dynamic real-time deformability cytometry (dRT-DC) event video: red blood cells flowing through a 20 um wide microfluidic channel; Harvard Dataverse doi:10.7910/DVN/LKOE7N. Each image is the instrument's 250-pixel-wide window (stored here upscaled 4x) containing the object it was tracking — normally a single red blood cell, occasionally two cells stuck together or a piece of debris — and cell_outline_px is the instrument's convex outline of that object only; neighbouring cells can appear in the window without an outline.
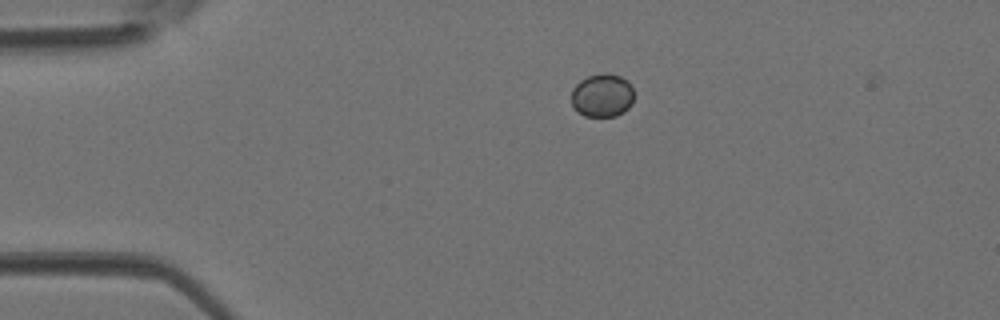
{"species": "Egyptian fruit bat (a non-hibernating species)", "species_latin": "Rousettus aegyptiacus", "temperature_condition": "room temperature", "stored_images_in_passage": 35, "camera_frame_rate_fps": 3000, "um_per_image_px": 0.085, "animal": {"sex": "female"}, "frame": {"image": 1, "passage_image": 1, "time_ms": 0.0, "image_size_px": [1000, 320], "cell_outline_px": [[632, 104], [624, 112], [616, 116], [584, 116], [576, 112], [572, 104], [572, 88], [580, 80], [588, 76], [604, 72], [608, 72], [620, 76], [628, 80], [632, 88]], "centroid_in_image_um": [51.18, 8.1], "position_along_channel_um": 33.8, "area_um2": 16.01}}
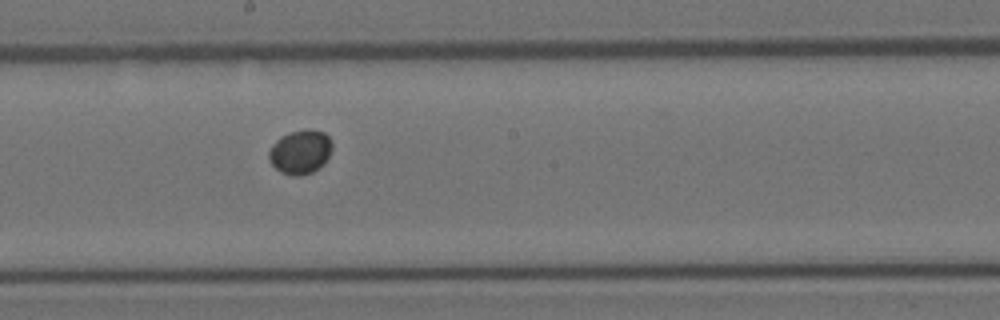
{"frame": {"image": 2, "passage_image": 16, "time_ms": 5.0, "image_size_px": [1000, 320], "cell_outline_px": [[332, 148], [328, 156], [312, 172], [300, 176], [292, 176], [280, 172], [268, 160], [268, 152], [272, 144], [280, 136], [292, 132], [308, 128], [324, 132], [332, 140]], "centroid_in_image_um": [25.49, 12.89], "position_along_channel_um": 222.7, "area_um2": 16.18}}
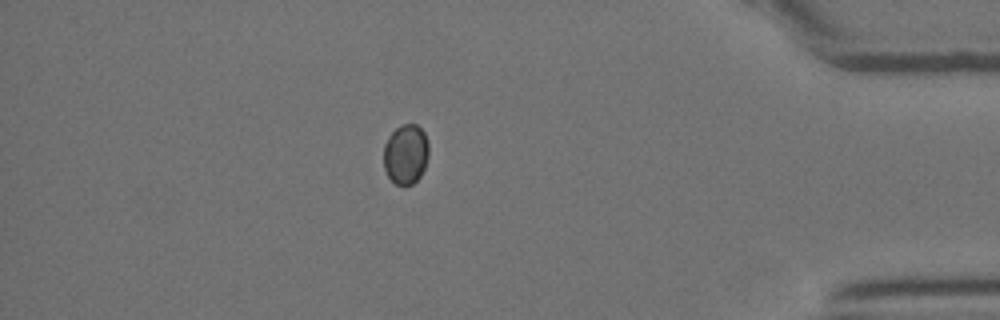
{"frame": {"image": 3, "passage_image": 30, "time_ms": 9.667, "image_size_px": [1000, 320], "cell_outline_px": [[428, 156], [424, 168], [420, 176], [412, 184], [404, 188], [396, 184], [388, 176], [384, 168], [384, 144], [392, 132], [396, 128], [404, 124], [416, 124], [424, 132], [428, 140]], "centroid_in_image_um": [34.49, 13.13], "position_along_channel_um": 400.7, "area_um2": 15.84}}